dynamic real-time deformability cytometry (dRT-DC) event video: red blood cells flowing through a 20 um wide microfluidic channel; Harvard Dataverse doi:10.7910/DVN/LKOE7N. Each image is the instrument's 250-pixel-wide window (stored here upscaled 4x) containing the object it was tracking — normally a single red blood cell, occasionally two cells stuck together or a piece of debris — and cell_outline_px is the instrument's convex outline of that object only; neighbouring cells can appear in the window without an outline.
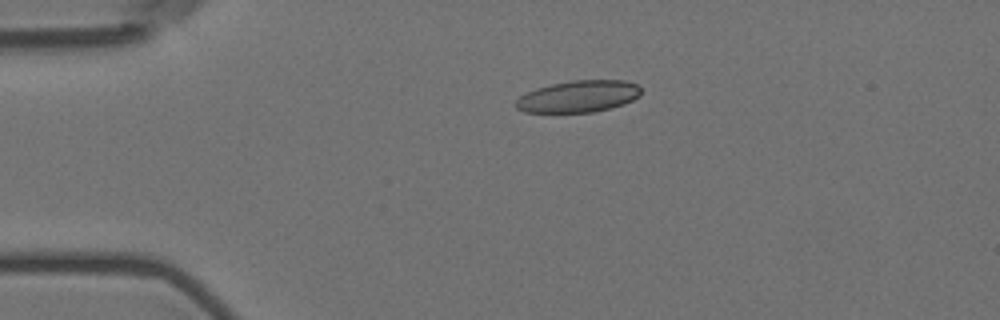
{"species": "Egyptian fruit bat (a non-hibernating species)", "species_latin": "Rousettus aegyptiacus", "temperature_condition": "room temperature", "stored_images_in_passage": 46, "camera_frame_rate_fps": 3000, "um_per_image_px": 0.085, "animal": {"sex": "female"}, "frame": {"image": 1, "passage_image": 2, "time_ms": 0.333, "image_size_px": [1000, 320], "cell_outline_px": [[640, 96], [624, 104], [592, 112], [524, 112], [516, 108], [516, 100], [520, 96], [536, 88], [552, 84], [572, 80], [624, 80], [636, 84], [640, 88]], "centroid_in_image_um": [49.17, 8.19], "position_along_channel_um": 35.8, "area_um2": 23.0}}
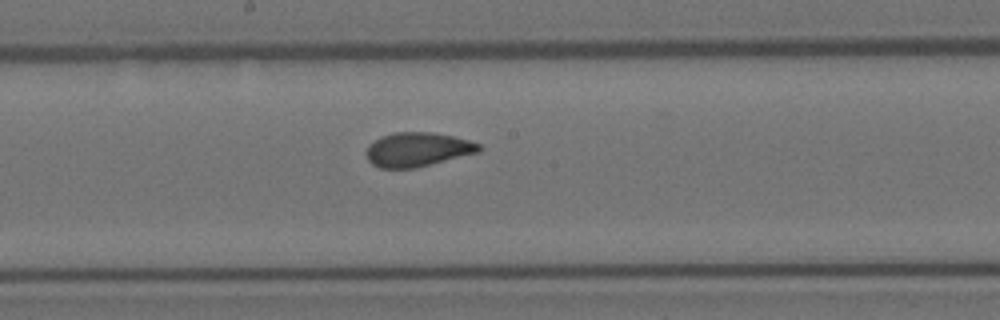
{"frame": {"image": 2, "passage_image": 20, "time_ms": 6.333, "image_size_px": [1000, 320], "cell_outline_px": [[480, 152], [416, 168], [380, 168], [372, 164], [368, 160], [364, 152], [368, 144], [380, 136], [396, 132], [432, 132], [452, 136], [468, 140], [480, 144]], "centroid_in_image_um": [35.45, 12.71], "position_along_channel_um": 212.8, "area_um2": 22.6}}
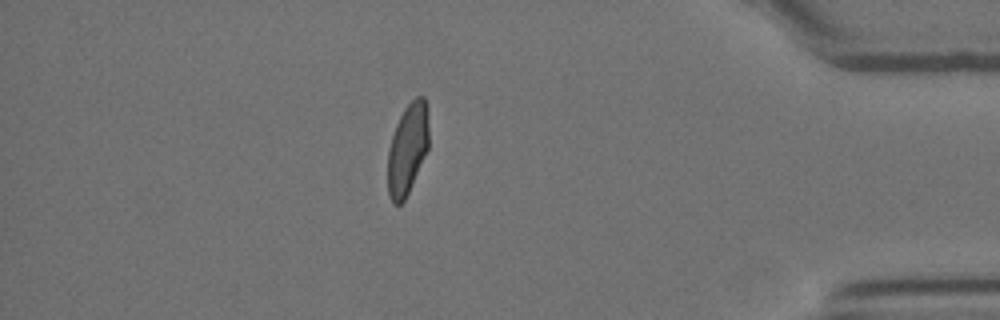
{"frame": {"image": 3, "passage_image": 39, "time_ms": 12.667, "image_size_px": [1000, 320], "cell_outline_px": [[428, 148], [408, 192], [404, 200], [400, 204], [392, 204], [388, 192], [388, 152], [392, 136], [396, 124], [404, 108], [416, 96], [424, 96], [428, 104]], "centroid_in_image_um": [34.64, 12.62], "position_along_channel_um": 400.6, "area_um2": 21.68}}